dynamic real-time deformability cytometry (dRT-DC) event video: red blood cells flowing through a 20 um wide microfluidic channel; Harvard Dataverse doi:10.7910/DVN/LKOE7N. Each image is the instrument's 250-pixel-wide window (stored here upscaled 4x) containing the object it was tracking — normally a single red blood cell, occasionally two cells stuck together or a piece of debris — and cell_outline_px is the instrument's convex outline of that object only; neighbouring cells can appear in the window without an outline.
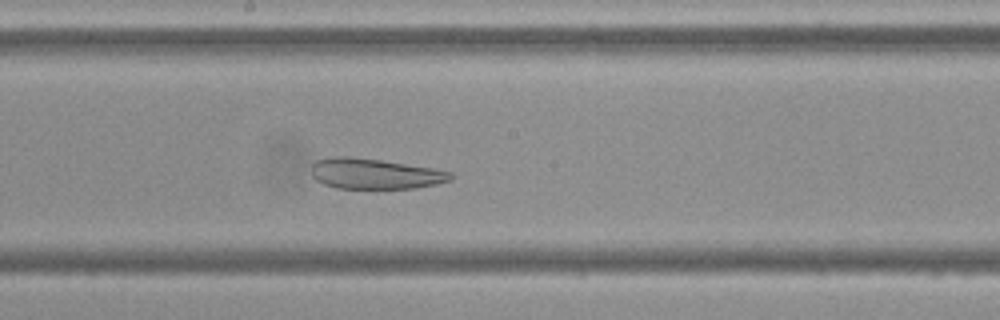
{"species": "Egyptian fruit bat (a non-hibernating species)", "species_latin": "Rousettus aegyptiacus", "temperature_condition": "cold", "stored_images_in_passage": 22, "camera_frame_rate_fps": 3000, "um_per_image_px": 0.085, "frame": {"image": 1, "passage_image": 19, "time_ms": 6.0, "image_size_px": [1000, 320], "cell_outline_px": [[456, 176], [452, 180], [436, 184], [416, 188], [336, 188], [324, 184], [316, 180], [312, 176], [312, 164], [316, 160], [332, 156], [348, 156], [380, 160], [432, 168], [452, 172]], "centroid_in_image_um": [31.87, 14.77], "position_along_channel_um": 216.3, "area_um2": 24.8}}
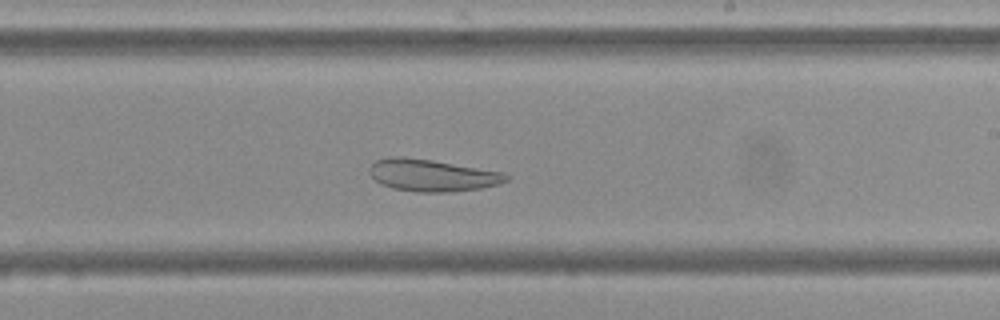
{"frame": {"image": 2, "passage_image": 22, "time_ms": 7.0, "image_size_px": [1000, 320], "cell_outline_px": [[508, 180], [496, 184], [480, 188], [448, 192], [416, 192], [392, 188], [380, 184], [368, 172], [368, 168], [376, 160], [388, 156], [400, 156], [432, 160], [504, 172], [508, 176]], "centroid_in_image_um": [36.67, 14.89], "position_along_channel_um": 252.3, "area_um2": 25.49}}